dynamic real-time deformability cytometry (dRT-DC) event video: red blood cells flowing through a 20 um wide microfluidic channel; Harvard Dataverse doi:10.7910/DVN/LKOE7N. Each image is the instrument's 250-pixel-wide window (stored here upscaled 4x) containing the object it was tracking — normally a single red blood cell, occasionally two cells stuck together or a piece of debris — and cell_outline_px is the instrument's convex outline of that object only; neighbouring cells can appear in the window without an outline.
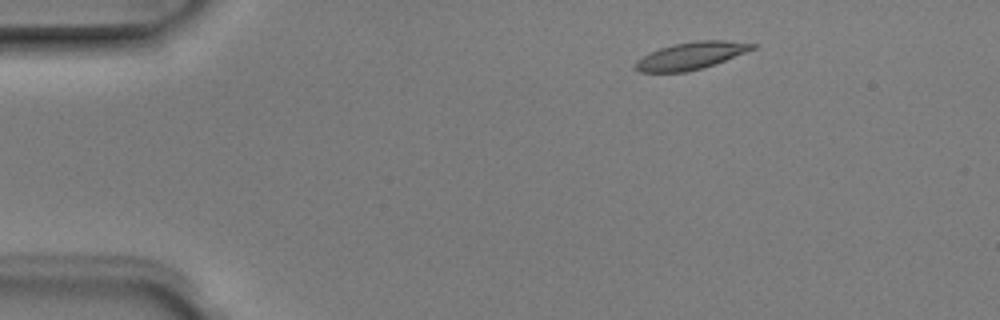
{"species": "Egyptian fruit bat (a non-hibernating species)", "species_latin": "Rousettus aegyptiacus", "temperature_condition": "room temperature", "stored_images_in_passage": 4, "camera_frame_rate_fps": 3000, "um_per_image_px": 0.085, "animal": {"sex": "male"}, "frame": {"image": 1, "passage_image": 2, "time_ms": 0.333, "image_size_px": [1000, 320], "cell_outline_px": [[756, 48], [704, 68], [688, 72], [640, 72], [632, 68], [632, 64], [636, 60], [660, 48], [676, 44], [696, 40], [724, 40], [756, 44]], "centroid_in_image_um": [58.7, 4.75], "position_along_channel_um": 26.3, "area_um2": 18.55}}